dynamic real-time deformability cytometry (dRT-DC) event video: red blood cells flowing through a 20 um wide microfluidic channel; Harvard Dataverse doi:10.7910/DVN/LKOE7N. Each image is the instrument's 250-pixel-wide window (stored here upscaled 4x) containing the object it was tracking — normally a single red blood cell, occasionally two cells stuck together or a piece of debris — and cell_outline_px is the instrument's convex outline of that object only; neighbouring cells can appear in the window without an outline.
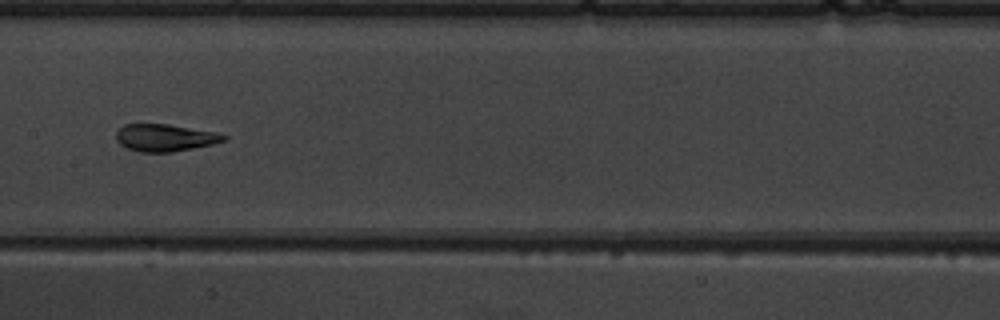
{"species": "common noctule bat (a hibernating species)", "species_latin": "Nyctalus noctula", "temperature_condition": "warm", "stored_images_in_passage": 6, "camera_frame_rate_fps": 3000, "um_per_image_px": 0.085, "animal": {"sex": "male", "body_mass_g": 19.5, "forearm_length_mm": 54.6}, "frame": {"image": 1, "passage_image": 6, "time_ms": 5.667, "image_size_px": [1000, 320], "cell_outline_px": [[228, 136], [224, 140], [212, 144], [192, 148], [168, 152], [140, 152], [124, 148], [116, 140], [116, 132], [124, 124], [168, 124], [216, 132]], "centroid_in_image_um": [13.97, 11.7], "position_along_channel_um": 193.4, "area_um2": 16.99}}